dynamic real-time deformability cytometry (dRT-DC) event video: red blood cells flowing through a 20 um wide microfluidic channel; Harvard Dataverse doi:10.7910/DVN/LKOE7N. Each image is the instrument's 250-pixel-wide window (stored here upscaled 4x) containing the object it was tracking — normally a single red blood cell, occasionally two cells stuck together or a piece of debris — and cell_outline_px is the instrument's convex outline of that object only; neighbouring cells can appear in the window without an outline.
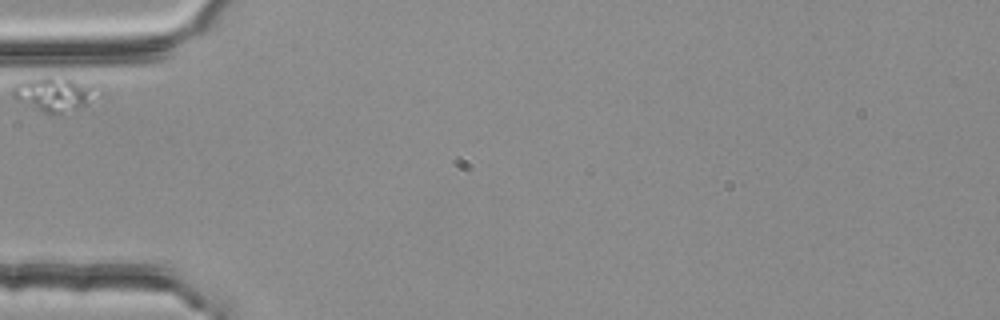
{"species": "common noctule bat (a hibernating species)", "species_latin": "Nyctalus noctula", "temperature_condition": "room temperature", "stored_images_in_passage": 2, "camera_frame_rate_fps": 3000, "um_per_image_px": 0.085, "animal": {"sex": "female", "body_mass_g": 25.1}, "frame": {"image": 1, "passage_image": 1, "time_ms": 0.0, "image_size_px": [1000, 320], "cell_outline_px": [[92, 88], [84, 104], [80, 108], [60, 116], [52, 116], [16, 100], [12, 96], [12, 88], [20, 80], [32, 76], [64, 76]], "centroid_in_image_um": [4.37, 8.0], "position_along_channel_um": 80.6, "area_um2": 16.65}}